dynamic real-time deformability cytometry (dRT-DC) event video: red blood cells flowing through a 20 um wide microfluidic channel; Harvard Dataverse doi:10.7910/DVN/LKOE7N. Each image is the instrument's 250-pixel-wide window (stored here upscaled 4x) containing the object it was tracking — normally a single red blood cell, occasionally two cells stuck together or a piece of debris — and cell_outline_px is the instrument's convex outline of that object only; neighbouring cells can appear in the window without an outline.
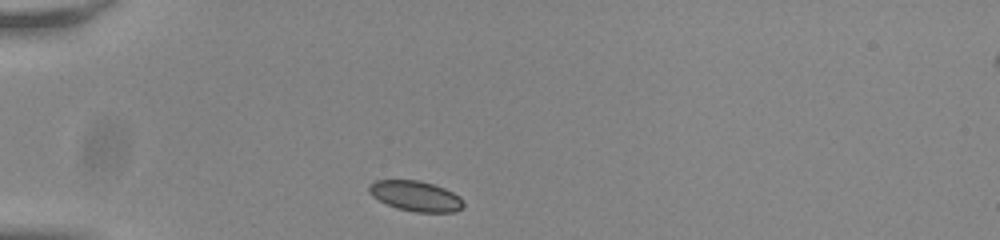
{"species": "common noctule bat (a hibernating species)", "species_latin": "Nyctalus noctula", "temperature_condition": "room temperature", "stored_images_in_passage": 35, "camera_frame_rate_fps": 3000, "um_per_image_px": 0.085, "animal": {"sex": "male", "body_mass_g": 20.0, "forearm_length_mm": 53.3}, "frame": {"image": 1, "passage_image": 1, "time_ms": 0.0, "image_size_px": [1000, 240], "cell_outline_px": [[464, 204], [456, 212], [416, 212], [396, 208], [372, 196], [368, 192], [368, 184], [376, 180], [420, 180], [444, 188], [460, 196]], "centroid_in_image_um": [35.31, 16.65], "position_along_channel_um": 49.7, "area_um2": 16.65}}
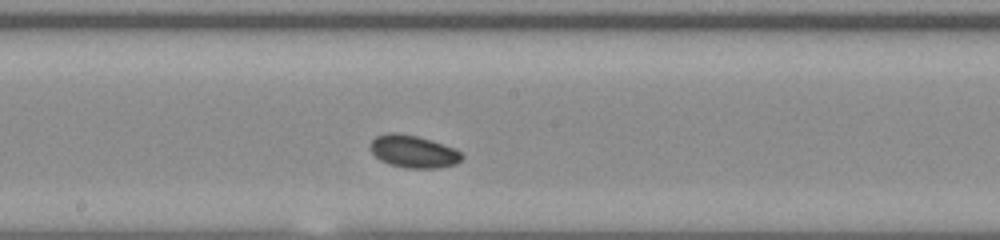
{"frame": {"image": 2, "passage_image": 16, "time_ms": 5.0, "image_size_px": [1000, 240], "cell_outline_px": [[464, 156], [456, 164], [440, 168], [404, 168], [388, 164], [380, 160], [372, 152], [372, 140], [376, 136], [388, 132], [396, 132], [416, 136], [452, 148], [460, 152]], "centroid_in_image_um": [35.12, 12.89], "position_along_channel_um": 213.1, "area_um2": 17.05}}
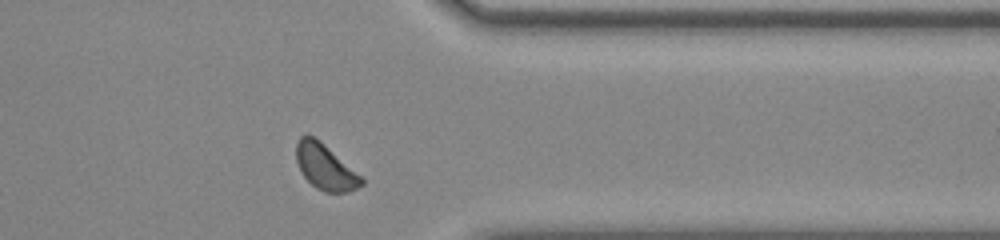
{"frame": {"image": 3, "passage_image": 30, "time_ms": 9.667, "image_size_px": [1000, 240], "cell_outline_px": [[364, 184], [348, 192], [324, 192], [316, 188], [300, 172], [296, 160], [296, 144], [300, 136], [312, 136], [320, 140], [360, 176], [364, 180]], "centroid_in_image_um": [27.62, 14.2], "position_along_channel_um": 383.8, "area_um2": 16.99}, "authors_computed_cell_mechanics": {"area_um2": 16.8776, "velocity_mm_per_s": 3.7765, "shape_relaxation_time_tau1_ms": 3.355, "shape_relaxation_time_tau2_ms": 9.2526, "deformation_change_tau1": 0.0655, "deformation_change_tau2": 0.0951}}